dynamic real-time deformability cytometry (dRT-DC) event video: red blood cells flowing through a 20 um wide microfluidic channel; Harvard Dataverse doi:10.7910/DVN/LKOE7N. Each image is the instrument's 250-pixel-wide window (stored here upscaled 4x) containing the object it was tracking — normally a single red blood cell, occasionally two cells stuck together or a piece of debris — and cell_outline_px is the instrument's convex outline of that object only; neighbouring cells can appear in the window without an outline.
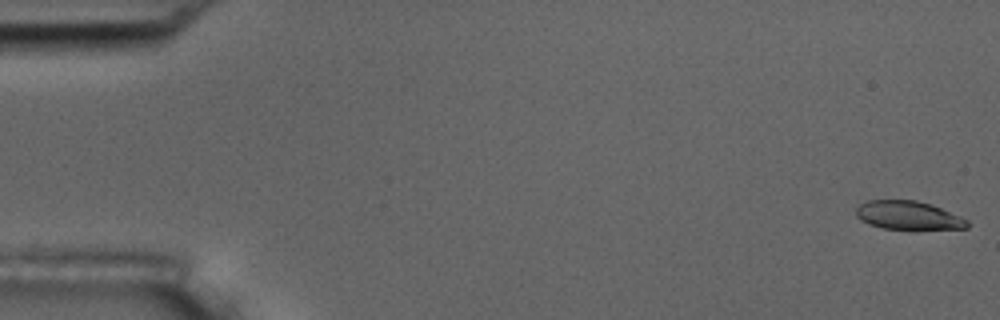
{"species": "common noctule bat (a hibernating species)", "species_latin": "Nyctalus noctula", "temperature_condition": "room temperature", "stored_images_in_passage": 6, "camera_frame_rate_fps": 3000, "um_per_image_px": 0.085, "animal": {"sex": "male", "body_mass_g": 17.5, "forearm_length_mm": 52.3}, "frame": {"image": 1, "passage_image": 1, "time_ms": 0.0, "image_size_px": [1000, 320], "cell_outline_px": [[968, 228], [912, 232], [884, 228], [868, 224], [860, 220], [856, 216], [856, 208], [860, 204], [868, 200], [916, 200], [932, 204], [960, 216], [968, 220]], "centroid_in_image_um": [77.24, 18.36], "position_along_channel_um": 7.8, "area_um2": 19.42}}
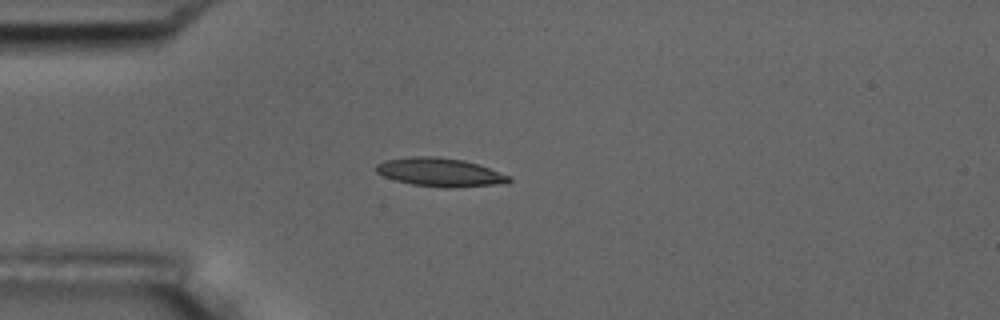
{"frame": {"image": 2, "passage_image": 5, "time_ms": 4.667, "image_size_px": [1000, 320], "cell_outline_px": [[512, 180], [508, 184], [412, 184], [396, 180], [384, 176], [376, 172], [376, 164], [384, 160], [412, 156], [436, 156], [464, 160], [512, 176]], "centroid_in_image_um": [37.35, 14.57], "position_along_channel_um": 47.6, "area_um2": 20.81}}